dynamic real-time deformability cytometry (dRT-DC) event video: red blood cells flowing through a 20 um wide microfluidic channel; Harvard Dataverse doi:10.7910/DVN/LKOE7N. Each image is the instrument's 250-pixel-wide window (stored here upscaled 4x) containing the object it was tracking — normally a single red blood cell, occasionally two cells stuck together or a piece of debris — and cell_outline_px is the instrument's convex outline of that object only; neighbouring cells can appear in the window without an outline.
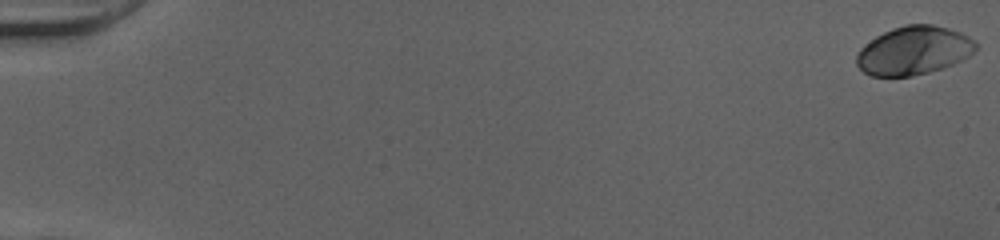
{"species": "human", "species_latin": "Homo sapiens", "temperature_condition": "cold", "stored_images_in_passage": 53, "camera_frame_rate_fps": 3000, "um_per_image_px": 0.085, "donor": {"sex": "female"}, "frame": {"image": 1, "passage_image": 1, "time_ms": 0.0, "image_size_px": [1000, 240], "cell_outline_px": [[976, 48], [968, 56], [952, 64], [928, 72], [912, 76], [872, 76], [864, 72], [856, 64], [856, 56], [860, 48], [876, 36], [892, 28], [904, 24], [932, 24], [948, 28], [960, 32], [968, 36], [976, 44]], "centroid_in_image_um": [77.63, 4.29], "position_along_channel_um": 7.4, "area_um2": 33.41}}
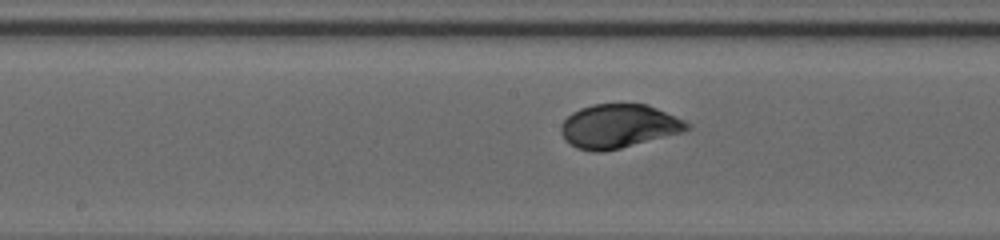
{"frame": {"image": 2, "passage_image": 29, "time_ms": 9.333, "image_size_px": [1000, 240], "cell_outline_px": [[692, 128], [684, 132], [604, 152], [592, 152], [576, 148], [564, 140], [560, 132], [560, 124], [572, 112], [580, 108], [592, 104], [648, 104], [684, 120], [692, 124]], "centroid_in_image_um": [52.58, 10.73], "position_along_channel_um": 195.6, "area_um2": 32.48}}
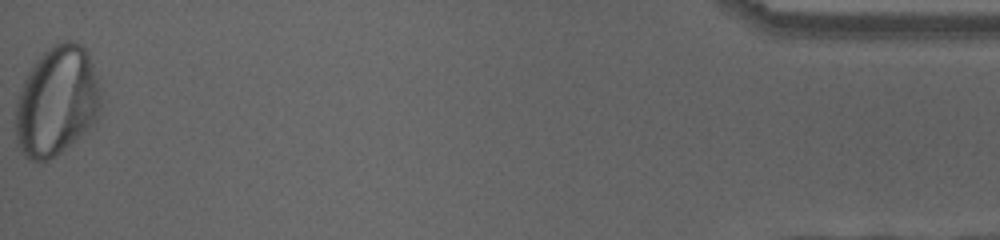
{"frame": {"image": 3, "passage_image": 53, "time_ms": 17.333, "image_size_px": [1000, 240], "cell_outline_px": [[100, 112], [96, 124], [56, 156], [48, 160], [32, 160], [24, 156], [16, 140], [16, 100], [24, 80], [28, 72], [36, 60], [48, 48], [60, 40], [72, 40], [80, 44], [84, 48], [92, 64], [96, 76], [100, 104]], "centroid_in_image_um": [4.82, 8.62], "position_along_channel_um": 430.4, "area_um2": 54.39}, "authors_computed_cell_mechanics": {"area_um2": 32.5414, "velocity_mm_per_s": 4.0071, "shape_relaxation_time_tau1_ms": 3.6469, "shape_relaxation_time_tau2_ms": null, "deformation_change_tau1": 0.1569, "deformation_change_tau2": null}}